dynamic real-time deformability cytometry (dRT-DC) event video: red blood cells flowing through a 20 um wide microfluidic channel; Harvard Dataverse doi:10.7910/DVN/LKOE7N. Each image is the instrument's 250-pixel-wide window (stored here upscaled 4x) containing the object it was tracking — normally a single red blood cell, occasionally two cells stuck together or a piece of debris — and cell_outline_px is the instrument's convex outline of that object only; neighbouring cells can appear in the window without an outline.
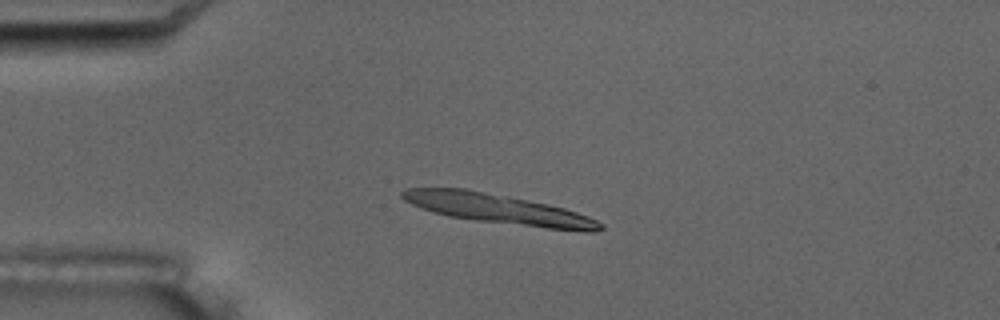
{"species": "common noctule bat (a hibernating species)", "species_latin": "Nyctalus noctula", "temperature_condition": "room temperature", "stored_images_in_passage": 1, "camera_frame_rate_fps": 3000, "um_per_image_px": 0.085, "animal": {"sex": "male", "body_mass_g": 17.5, "forearm_length_mm": 52.3}, "frame": {"image": 1, "passage_image": 1, "time_ms": 0.0, "image_size_px": [1000, 320], "cell_outline_px": [[604, 228], [596, 232], [584, 232], [472, 220], [448, 216], [432, 212], [420, 208], [404, 200], [400, 196], [400, 192], [404, 188], [464, 188], [508, 196], [564, 208], [588, 216], [604, 224]], "centroid_in_image_um": [42.33, 17.77], "position_along_channel_um": 42.7, "area_um2": 34.39}}